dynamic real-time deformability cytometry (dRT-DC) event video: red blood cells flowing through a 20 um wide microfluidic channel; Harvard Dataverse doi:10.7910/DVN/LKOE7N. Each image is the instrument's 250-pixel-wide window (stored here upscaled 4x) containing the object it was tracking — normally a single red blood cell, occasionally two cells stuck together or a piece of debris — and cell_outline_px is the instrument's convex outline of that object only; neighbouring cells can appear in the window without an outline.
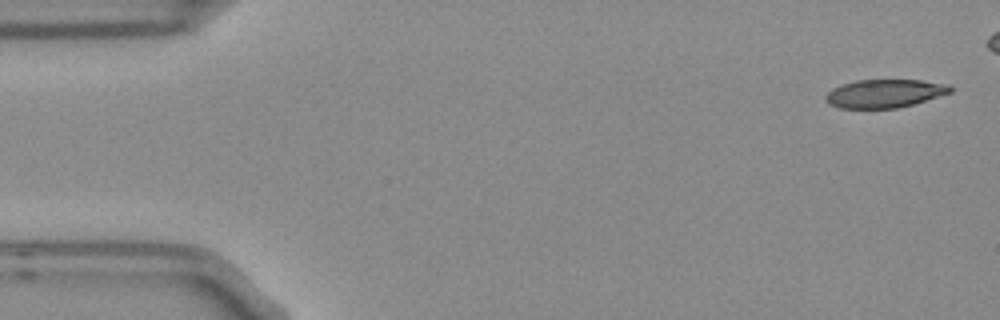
{"species": "Egyptian fruit bat (a non-hibernating species)", "species_latin": "Rousettus aegyptiacus", "temperature_condition": "room temperature", "stored_images_in_passage": 4, "camera_frame_rate_fps": 3000, "um_per_image_px": 0.085, "frame": {"image": 1, "passage_image": 1, "time_ms": 0.0, "image_size_px": [1000, 320], "cell_outline_px": [[952, 92], [912, 104], [896, 108], [840, 108], [828, 104], [824, 100], [824, 96], [832, 88], [840, 84], [856, 80], [920, 80], [948, 84], [952, 88]], "centroid_in_image_um": [75.13, 7.94], "position_along_channel_um": 9.9, "area_um2": 20.58}}